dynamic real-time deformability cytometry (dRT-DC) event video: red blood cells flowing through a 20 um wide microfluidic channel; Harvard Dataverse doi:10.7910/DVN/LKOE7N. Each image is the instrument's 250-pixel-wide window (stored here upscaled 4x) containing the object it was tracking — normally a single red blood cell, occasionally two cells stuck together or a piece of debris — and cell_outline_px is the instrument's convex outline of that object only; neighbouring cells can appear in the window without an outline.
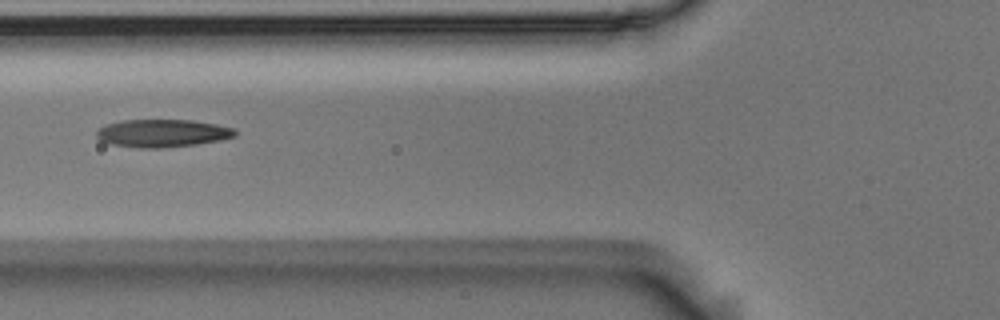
{"species": "Egyptian fruit bat (a non-hibernating species)", "species_latin": "Rousettus aegyptiacus", "temperature_condition": "room temperature", "stored_images_in_passage": 4, "camera_frame_rate_fps": 3000, "um_per_image_px": 0.085, "animal": {"sex": "male"}, "frame": {"image": 1, "passage_image": 2, "time_ms": 0.333, "image_size_px": [1000, 320], "cell_outline_px": [[236, 136], [220, 140], [196, 144], [164, 148], [136, 148], [112, 144], [100, 140], [96, 136], [96, 132], [104, 124], [124, 120], [192, 120], [216, 124], [232, 128], [236, 132]], "centroid_in_image_um": [13.78, 11.32], "position_along_channel_um": 112.0, "area_um2": 22.43}}
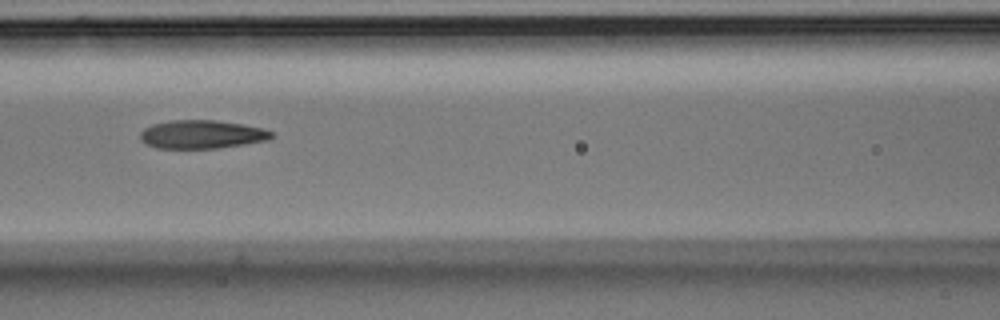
{"frame": {"image": 2, "passage_image": 3, "time_ms": 0.667, "image_size_px": [1000, 320], "cell_outline_px": [[272, 136], [268, 140], [244, 144], [216, 148], [156, 148], [144, 144], [140, 140], [140, 132], [144, 128], [152, 124], [172, 120], [216, 120], [244, 124], [264, 128], [272, 132]], "centroid_in_image_um": [17.12, 11.42], "position_along_channel_um": 149.5, "area_um2": 21.85}}
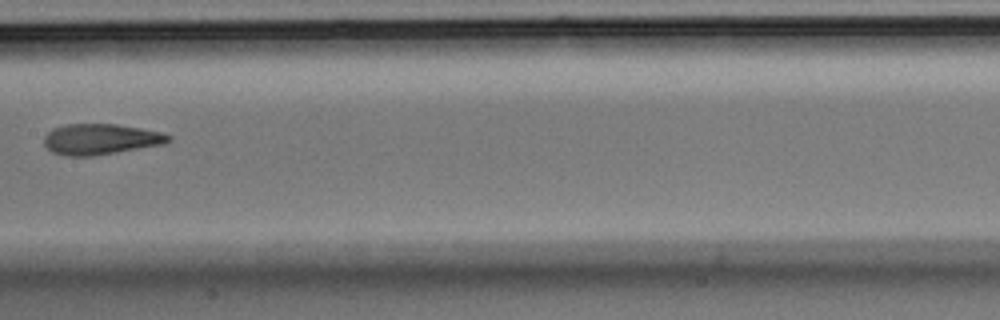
{"frame": {"image": 3, "passage_image": 4, "time_ms": 1.0, "image_size_px": [1000, 320], "cell_outline_px": [[172, 140], [164, 144], [92, 156], [64, 156], [52, 152], [44, 144], [44, 136], [52, 128], [68, 124], [116, 124], [140, 128], [160, 132], [168, 136]], "centroid_in_image_um": [8.51, 11.83], "position_along_channel_um": 198.9, "area_um2": 22.14}}